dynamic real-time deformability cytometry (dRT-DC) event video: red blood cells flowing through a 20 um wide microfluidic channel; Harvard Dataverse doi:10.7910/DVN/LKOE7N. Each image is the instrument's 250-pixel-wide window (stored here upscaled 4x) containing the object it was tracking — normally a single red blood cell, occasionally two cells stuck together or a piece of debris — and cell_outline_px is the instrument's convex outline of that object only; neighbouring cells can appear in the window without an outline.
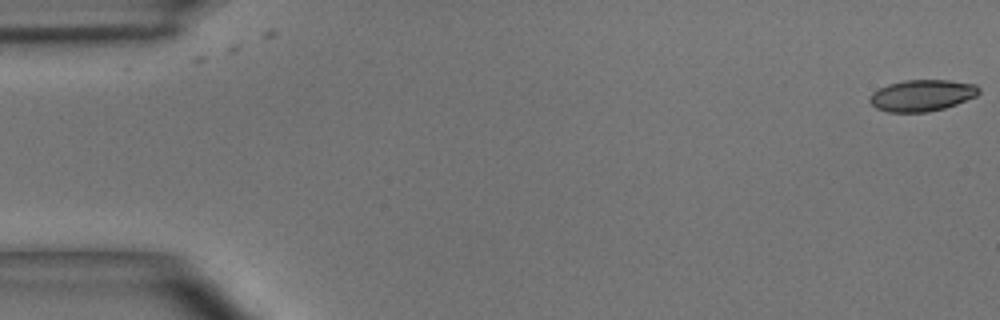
{"species": "common noctule bat (a hibernating species)", "species_latin": "Nyctalus noctula", "temperature_condition": "room temperature", "stored_images_in_passage": 49, "camera_frame_rate_fps": 3000, "um_per_image_px": 0.085, "animal": {"sex": "male", "body_mass_g": 15.6}, "frame": {"image": 1, "passage_image": 1, "time_ms": 0.0, "image_size_px": [1000, 320], "cell_outline_px": [[980, 92], [976, 96], [956, 104], [944, 108], [928, 112], [888, 112], [876, 108], [868, 100], [872, 92], [888, 84], [904, 80], [952, 80], [976, 84], [980, 88]], "centroid_in_image_um": [78.38, 8.1], "position_along_channel_um": 6.6, "area_um2": 20.11}}
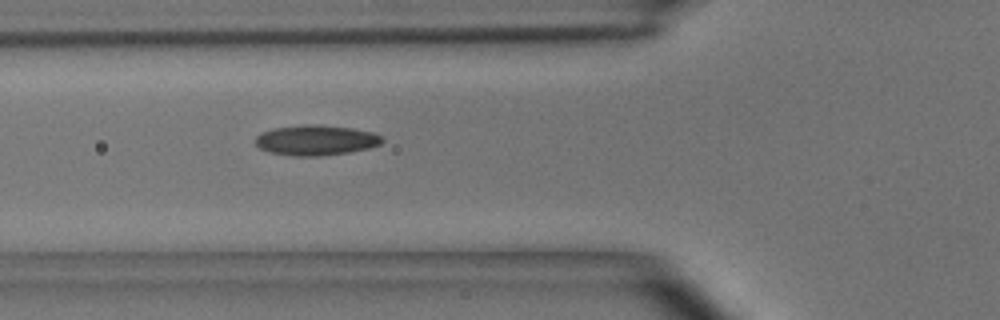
{"frame": {"image": 2, "passage_image": 18, "time_ms": 5.667, "image_size_px": [1000, 320], "cell_outline_px": [[384, 140], [380, 144], [368, 148], [348, 152], [320, 156], [292, 156], [268, 152], [260, 148], [256, 144], [256, 136], [260, 132], [272, 128], [304, 124], [320, 124], [352, 128], [372, 132], [384, 136]], "centroid_in_image_um": [26.84, 11.9], "position_along_channel_um": 99.0, "area_um2": 22.6}}
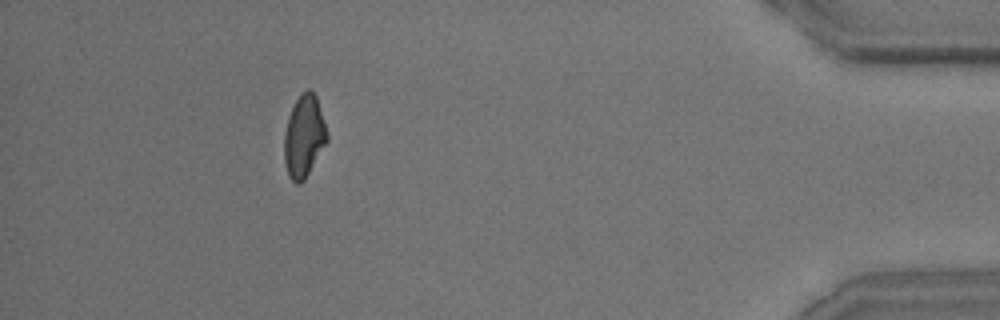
{"frame": {"image": 3, "passage_image": 45, "time_ms": 14.667, "image_size_px": [1000, 320], "cell_outline_px": [[328, 140], [304, 180], [300, 184], [296, 184], [288, 176], [284, 160], [284, 132], [288, 116], [300, 92], [308, 88], [312, 88], [316, 96], [328, 132]], "centroid_in_image_um": [25.84, 11.56], "position_along_channel_um": 409.4, "area_um2": 20.69}, "authors_computed_cell_mechanics": {"area_um2": 20.7502, "velocity_mm_per_s": 4.062, "shape_relaxation_time_tau1_ms": 6.1824, "shape_relaxation_time_tau2_ms": 2.2549, "deformation_change_tau1": 0.1632, "deformation_change_tau2": 0.078}}